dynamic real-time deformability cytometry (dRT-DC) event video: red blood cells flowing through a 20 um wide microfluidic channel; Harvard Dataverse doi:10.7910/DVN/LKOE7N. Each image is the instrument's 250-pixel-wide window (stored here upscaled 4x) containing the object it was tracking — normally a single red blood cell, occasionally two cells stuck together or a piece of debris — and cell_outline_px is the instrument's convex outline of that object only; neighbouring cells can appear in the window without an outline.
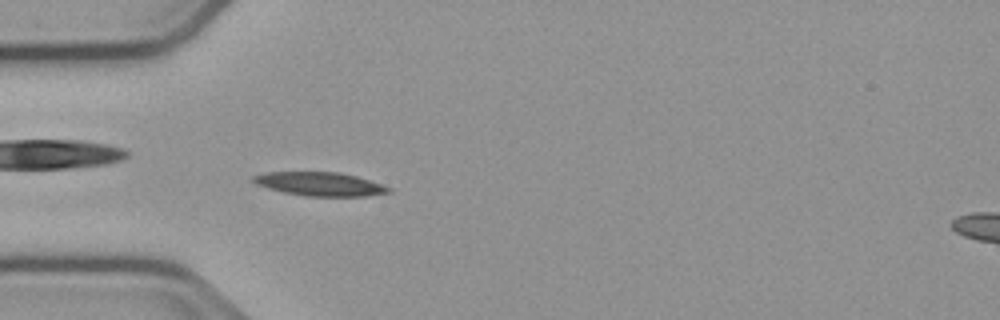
{"species": "common noctule bat (a hibernating species)", "species_latin": "Nyctalus noctula", "temperature_condition": "cold", "stored_images_in_passage": 44, "camera_frame_rate_fps": 3000, "um_per_image_px": 0.085, "animal": {"sex": "male", "body_mass_g": 23.1, "forearm_length_mm": 52.7}, "frame": {"image": 1, "passage_image": 6, "time_ms": 1.667, "image_size_px": [1000, 320], "cell_outline_px": [[392, 192], [364, 196], [308, 196], [284, 192], [268, 188], [256, 184], [252, 180], [252, 176], [268, 172], [340, 172], [356, 176], [392, 188]], "centroid_in_image_um": [27.2, 15.64], "position_along_channel_um": 57.8, "area_um2": 18.5}}
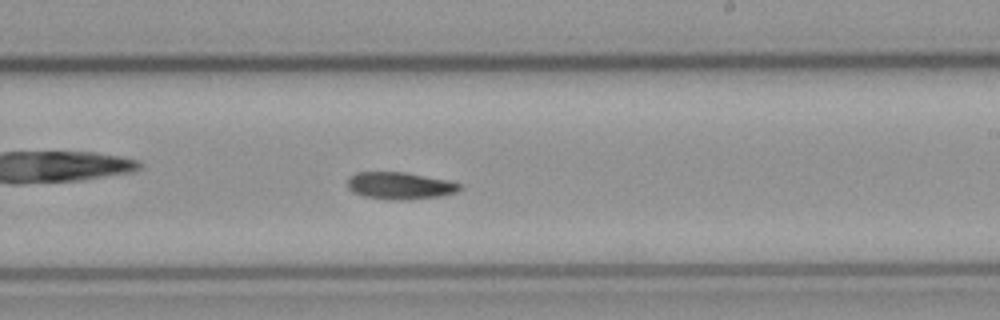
{"frame": {"image": 2, "passage_image": 22, "time_ms": 7.0, "image_size_px": [1000, 320], "cell_outline_px": [[460, 188], [456, 192], [440, 196], [404, 200], [388, 200], [364, 196], [352, 192], [348, 188], [348, 180], [356, 172], [404, 172], [448, 180], [460, 184]], "centroid_in_image_um": [33.97, 15.79], "position_along_channel_um": 255.0, "area_um2": 17.63}}
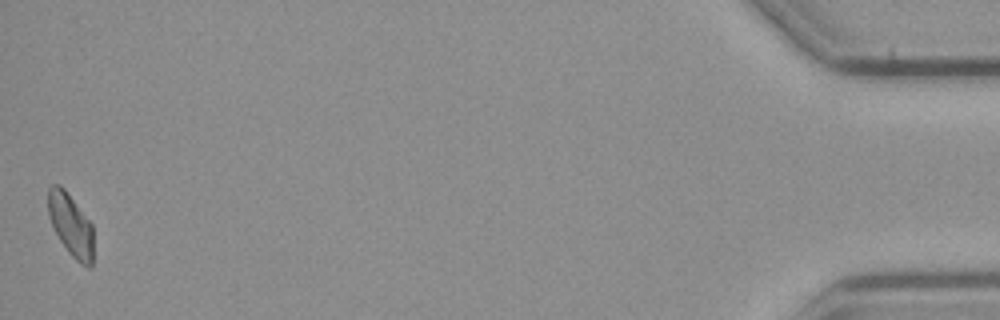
{"frame": {"image": 3, "passage_image": 44, "time_ms": 14.333, "image_size_px": [1000, 320], "cell_outline_px": [[92, 268], [88, 268], [80, 264], [68, 252], [60, 240], [52, 224], [48, 212], [48, 188], [52, 184], [60, 184], [64, 188], [92, 224]], "centroid_in_image_um": [6.01, 19.12], "position_along_channel_um": 429.2, "area_um2": 16.36}, "authors_computed_cell_mechanics": {"area_um2": 17.629, "velocity_mm_per_s": 3.7569, "shape_relaxation_time_tau1_ms": 8.303, "shape_relaxation_time_tau2_ms": null, "deformation_change_tau1": 0.1478, "deformation_change_tau2": null}}